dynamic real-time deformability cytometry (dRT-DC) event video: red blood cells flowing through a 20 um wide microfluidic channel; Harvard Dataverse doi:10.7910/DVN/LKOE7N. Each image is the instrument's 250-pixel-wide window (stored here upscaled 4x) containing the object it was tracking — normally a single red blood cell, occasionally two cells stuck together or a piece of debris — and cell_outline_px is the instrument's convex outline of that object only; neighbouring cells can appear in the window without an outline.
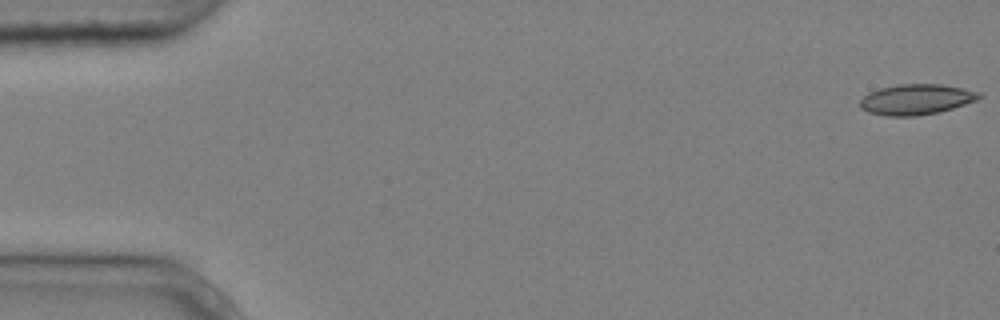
{"species": "common noctule bat (a hibernating species)", "species_latin": "Nyctalus noctula", "temperature_condition": "cold", "stored_images_in_passage": 2, "camera_frame_rate_fps": 3000, "um_per_image_px": 0.085, "animal": {"sex": "male", "body_mass_g": 20.4}, "frame": {"image": 1, "passage_image": 2, "time_ms": 0.333, "image_size_px": [1000, 320], "cell_outline_px": [[984, 96], [976, 100], [940, 112], [916, 116], [888, 116], [868, 112], [860, 108], [860, 100], [868, 92], [880, 88], [896, 84], [940, 84], [980, 92]], "centroid_in_image_um": [77.86, 8.45], "position_along_channel_um": 7.1, "area_um2": 21.15}}